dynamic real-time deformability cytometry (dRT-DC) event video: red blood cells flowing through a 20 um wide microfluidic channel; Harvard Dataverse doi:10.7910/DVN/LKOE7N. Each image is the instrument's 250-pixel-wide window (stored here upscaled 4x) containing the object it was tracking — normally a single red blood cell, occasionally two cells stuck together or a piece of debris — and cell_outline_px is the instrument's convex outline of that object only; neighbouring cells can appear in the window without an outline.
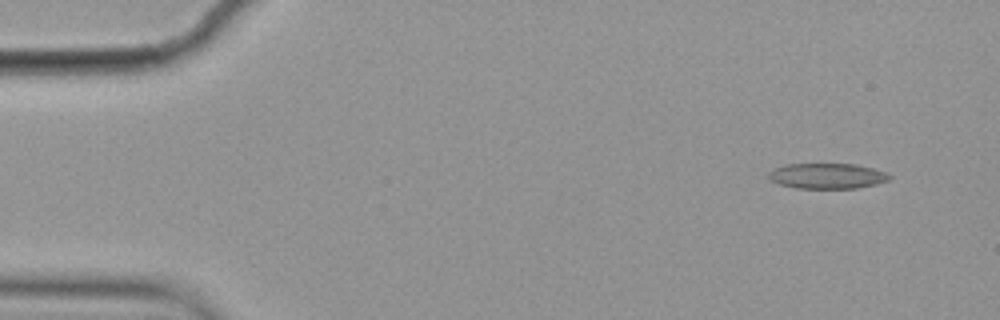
{"species": "common noctule bat (a hibernating species)", "species_latin": "Nyctalus noctula", "temperature_condition": "cold", "stored_images_in_passage": 53, "camera_frame_rate_fps": 3000, "um_per_image_px": 0.085, "animal": {"sex": "female", "body_mass_g": 19.9}, "frame": {"image": 1, "passage_image": 1, "time_ms": 0.0, "image_size_px": [1000, 320], "cell_outline_px": [[892, 176], [888, 180], [876, 184], [856, 188], [796, 188], [780, 184], [772, 180], [768, 176], [768, 172], [772, 168], [784, 164], [856, 164], [888, 172]], "centroid_in_image_um": [70.31, 14.94], "position_along_channel_um": 14.7, "area_um2": 17.98}}
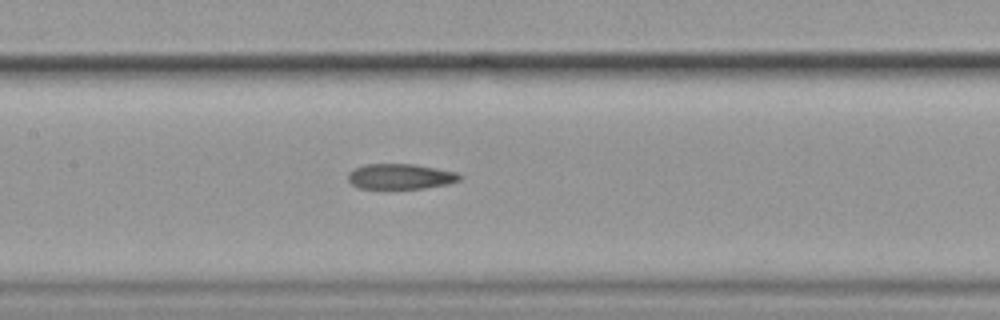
{"frame": {"image": 2, "passage_image": 23, "time_ms": 7.333, "image_size_px": [1000, 320], "cell_outline_px": [[464, 176], [460, 180], [448, 184], [424, 188], [360, 188], [352, 184], [348, 180], [348, 172], [364, 164], [416, 164], [456, 172]], "centroid_in_image_um": [34.06, 14.99], "position_along_channel_um": 173.3, "area_um2": 16.47}}
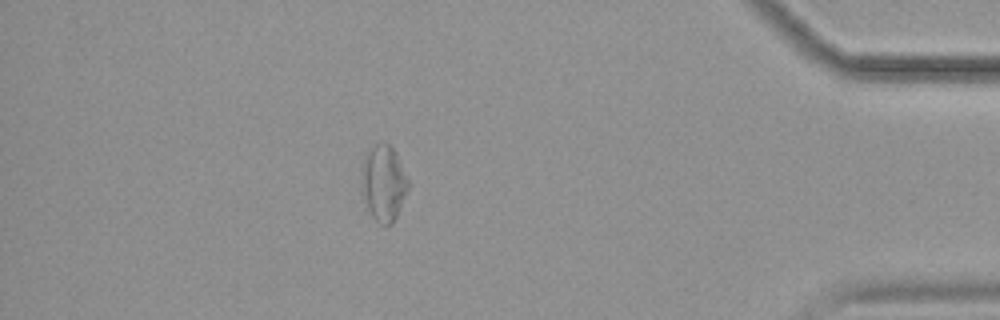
{"frame": {"image": 3, "passage_image": 46, "time_ms": 15.0, "image_size_px": [1000, 320], "cell_outline_px": [[408, 188], [396, 216], [392, 224], [380, 224], [372, 216], [364, 200], [364, 152], [376, 144], [388, 144], [396, 152], [408, 180]], "centroid_in_image_um": [32.63, 15.55], "position_along_channel_um": 402.6, "area_um2": 19.77}, "authors_computed_cell_mechanics": {"area_um2": 17.8602, "velocity_mm_per_s": 3.5475, "shape_relaxation_time_tau1_ms": null, "shape_relaxation_time_tau2_ms": 5.4781, "deformation_change_tau1": null, "deformation_change_tau2": 0.1574}}